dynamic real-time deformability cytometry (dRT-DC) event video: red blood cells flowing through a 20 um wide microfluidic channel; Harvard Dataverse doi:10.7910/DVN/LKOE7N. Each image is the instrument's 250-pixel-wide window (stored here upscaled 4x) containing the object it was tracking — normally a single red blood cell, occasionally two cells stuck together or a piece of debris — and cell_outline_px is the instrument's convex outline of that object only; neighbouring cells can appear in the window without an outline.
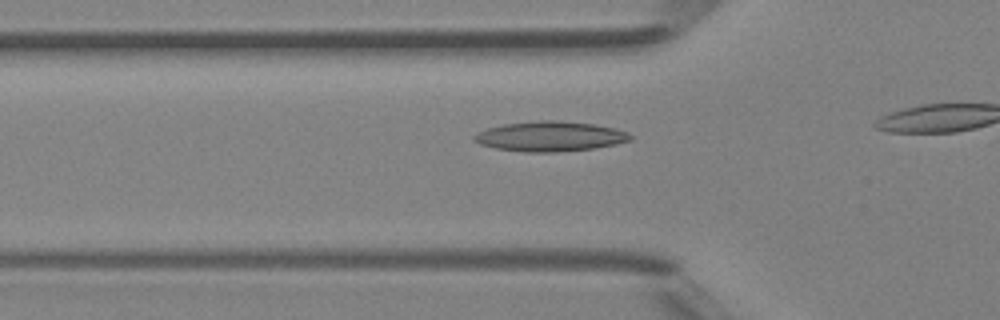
{"species": "Egyptian fruit bat (a non-hibernating species)", "species_latin": "Rousettus aegyptiacus", "temperature_condition": "room temperature", "stored_images_in_passage": 18, "camera_frame_rate_fps": 3000, "um_per_image_px": 0.085, "animal": {"sex": "female"}, "frame": {"image": 1, "passage_image": 13, "time_ms": 4.0, "image_size_px": [1000, 320], "cell_outline_px": [[632, 140], [616, 144], [592, 148], [556, 152], [524, 152], [496, 148], [480, 144], [472, 140], [472, 136], [476, 132], [488, 128], [504, 124], [540, 120], [560, 120], [592, 124], [616, 128], [628, 132], [632, 136]], "centroid_in_image_um": [46.74, 11.59], "position_along_channel_um": 79.1, "area_um2": 27.34}}
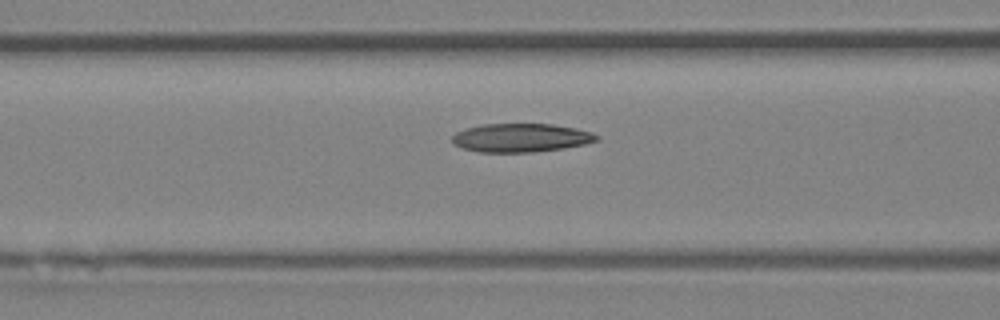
{"frame": {"image": 2, "passage_image": 16, "time_ms": 5.0, "image_size_px": [1000, 320], "cell_outline_px": [[600, 140], [584, 144], [564, 148], [532, 152], [480, 152], [464, 148], [452, 144], [452, 136], [456, 132], [464, 128], [484, 124], [552, 124], [576, 128], [592, 132], [600, 136]], "centroid_in_image_um": [44.29, 11.71], "position_along_channel_um": 122.3, "area_um2": 24.16}}